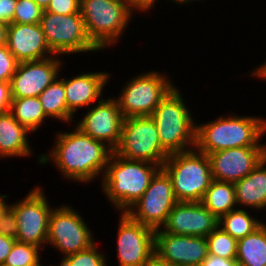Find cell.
Masks as SVG:
<instances>
[{
  "mask_svg": "<svg viewBox=\"0 0 266 266\" xmlns=\"http://www.w3.org/2000/svg\"><path fill=\"white\" fill-rule=\"evenodd\" d=\"M53 147L47 154H40L41 166L54 164L64 179L78 184L92 183L103 176L113 150L104 142L95 140L76 126L73 131H58ZM49 161V162H48Z\"/></svg>",
  "mask_w": 266,
  "mask_h": 266,
  "instance_id": "6da1fadb",
  "label": "cell"
},
{
  "mask_svg": "<svg viewBox=\"0 0 266 266\" xmlns=\"http://www.w3.org/2000/svg\"><path fill=\"white\" fill-rule=\"evenodd\" d=\"M266 133V119L233 112L205 123H196L195 148L204 154L236 147H266L261 143Z\"/></svg>",
  "mask_w": 266,
  "mask_h": 266,
  "instance_id": "7a4b0ae2",
  "label": "cell"
},
{
  "mask_svg": "<svg viewBox=\"0 0 266 266\" xmlns=\"http://www.w3.org/2000/svg\"><path fill=\"white\" fill-rule=\"evenodd\" d=\"M160 168L159 165L126 159L112 152L99 185L112 208L119 213L126 212L147 190Z\"/></svg>",
  "mask_w": 266,
  "mask_h": 266,
  "instance_id": "3957f363",
  "label": "cell"
},
{
  "mask_svg": "<svg viewBox=\"0 0 266 266\" xmlns=\"http://www.w3.org/2000/svg\"><path fill=\"white\" fill-rule=\"evenodd\" d=\"M177 88L175 86L150 115L156 123L161 147L169 155L195 148L197 121Z\"/></svg>",
  "mask_w": 266,
  "mask_h": 266,
  "instance_id": "277c9868",
  "label": "cell"
},
{
  "mask_svg": "<svg viewBox=\"0 0 266 266\" xmlns=\"http://www.w3.org/2000/svg\"><path fill=\"white\" fill-rule=\"evenodd\" d=\"M137 12L128 0H81L80 4L87 34L100 50L123 38Z\"/></svg>",
  "mask_w": 266,
  "mask_h": 266,
  "instance_id": "5b68a950",
  "label": "cell"
},
{
  "mask_svg": "<svg viewBox=\"0 0 266 266\" xmlns=\"http://www.w3.org/2000/svg\"><path fill=\"white\" fill-rule=\"evenodd\" d=\"M161 168L178 202H201L213 180L208 155L196 148L170 154Z\"/></svg>",
  "mask_w": 266,
  "mask_h": 266,
  "instance_id": "8992f818",
  "label": "cell"
},
{
  "mask_svg": "<svg viewBox=\"0 0 266 266\" xmlns=\"http://www.w3.org/2000/svg\"><path fill=\"white\" fill-rule=\"evenodd\" d=\"M146 72V73H145ZM129 79L117 97L122 116H150L165 96L176 86L169 75L153 70Z\"/></svg>",
  "mask_w": 266,
  "mask_h": 266,
  "instance_id": "52a82bcc",
  "label": "cell"
},
{
  "mask_svg": "<svg viewBox=\"0 0 266 266\" xmlns=\"http://www.w3.org/2000/svg\"><path fill=\"white\" fill-rule=\"evenodd\" d=\"M39 24L48 47L56 55L101 52L89 38L81 13L62 15L43 11Z\"/></svg>",
  "mask_w": 266,
  "mask_h": 266,
  "instance_id": "ba28073f",
  "label": "cell"
},
{
  "mask_svg": "<svg viewBox=\"0 0 266 266\" xmlns=\"http://www.w3.org/2000/svg\"><path fill=\"white\" fill-rule=\"evenodd\" d=\"M74 208L61 203L49 216L46 246L57 249L63 257L85 250L96 242L93 230Z\"/></svg>",
  "mask_w": 266,
  "mask_h": 266,
  "instance_id": "9c48e42d",
  "label": "cell"
},
{
  "mask_svg": "<svg viewBox=\"0 0 266 266\" xmlns=\"http://www.w3.org/2000/svg\"><path fill=\"white\" fill-rule=\"evenodd\" d=\"M113 152L126 159L146 161L160 167L169 156L161 147L156 123L150 116L125 118L120 142Z\"/></svg>",
  "mask_w": 266,
  "mask_h": 266,
  "instance_id": "30bf717a",
  "label": "cell"
},
{
  "mask_svg": "<svg viewBox=\"0 0 266 266\" xmlns=\"http://www.w3.org/2000/svg\"><path fill=\"white\" fill-rule=\"evenodd\" d=\"M44 187L34 186L21 200L11 202L18 224L16 240L46 248L49 216L54 208L47 200Z\"/></svg>",
  "mask_w": 266,
  "mask_h": 266,
  "instance_id": "8fae6325",
  "label": "cell"
},
{
  "mask_svg": "<svg viewBox=\"0 0 266 266\" xmlns=\"http://www.w3.org/2000/svg\"><path fill=\"white\" fill-rule=\"evenodd\" d=\"M177 202L171 180L160 168L152 177L147 190L126 213L135 221L155 231L165 224Z\"/></svg>",
  "mask_w": 266,
  "mask_h": 266,
  "instance_id": "7c38bea8",
  "label": "cell"
},
{
  "mask_svg": "<svg viewBox=\"0 0 266 266\" xmlns=\"http://www.w3.org/2000/svg\"><path fill=\"white\" fill-rule=\"evenodd\" d=\"M116 252L118 266H147L155 255V231L120 212Z\"/></svg>",
  "mask_w": 266,
  "mask_h": 266,
  "instance_id": "4fadbf2b",
  "label": "cell"
},
{
  "mask_svg": "<svg viewBox=\"0 0 266 266\" xmlns=\"http://www.w3.org/2000/svg\"><path fill=\"white\" fill-rule=\"evenodd\" d=\"M53 55L46 59L18 63L10 81L11 97H38L61 74L64 58Z\"/></svg>",
  "mask_w": 266,
  "mask_h": 266,
  "instance_id": "5bb4252c",
  "label": "cell"
},
{
  "mask_svg": "<svg viewBox=\"0 0 266 266\" xmlns=\"http://www.w3.org/2000/svg\"><path fill=\"white\" fill-rule=\"evenodd\" d=\"M96 104L85 110L84 117L74 126L114 150L120 142L124 117L113 95Z\"/></svg>",
  "mask_w": 266,
  "mask_h": 266,
  "instance_id": "9a60e30c",
  "label": "cell"
},
{
  "mask_svg": "<svg viewBox=\"0 0 266 266\" xmlns=\"http://www.w3.org/2000/svg\"><path fill=\"white\" fill-rule=\"evenodd\" d=\"M155 256L175 266H198L208 255L205 237L155 232Z\"/></svg>",
  "mask_w": 266,
  "mask_h": 266,
  "instance_id": "2e32d148",
  "label": "cell"
},
{
  "mask_svg": "<svg viewBox=\"0 0 266 266\" xmlns=\"http://www.w3.org/2000/svg\"><path fill=\"white\" fill-rule=\"evenodd\" d=\"M213 180L235 183L265 157L266 147H236L208 154Z\"/></svg>",
  "mask_w": 266,
  "mask_h": 266,
  "instance_id": "e0dca14e",
  "label": "cell"
},
{
  "mask_svg": "<svg viewBox=\"0 0 266 266\" xmlns=\"http://www.w3.org/2000/svg\"><path fill=\"white\" fill-rule=\"evenodd\" d=\"M218 222L201 202H177L165 224L155 232L206 237L218 227Z\"/></svg>",
  "mask_w": 266,
  "mask_h": 266,
  "instance_id": "ac0fdd59",
  "label": "cell"
},
{
  "mask_svg": "<svg viewBox=\"0 0 266 266\" xmlns=\"http://www.w3.org/2000/svg\"><path fill=\"white\" fill-rule=\"evenodd\" d=\"M110 78L112 76L107 71L82 72L70 78L64 75L68 111L74 116L81 108L88 109L99 102Z\"/></svg>",
  "mask_w": 266,
  "mask_h": 266,
  "instance_id": "d6986e66",
  "label": "cell"
},
{
  "mask_svg": "<svg viewBox=\"0 0 266 266\" xmlns=\"http://www.w3.org/2000/svg\"><path fill=\"white\" fill-rule=\"evenodd\" d=\"M7 47L19 63L55 55L46 43L40 24H8Z\"/></svg>",
  "mask_w": 266,
  "mask_h": 266,
  "instance_id": "ffe728a7",
  "label": "cell"
},
{
  "mask_svg": "<svg viewBox=\"0 0 266 266\" xmlns=\"http://www.w3.org/2000/svg\"><path fill=\"white\" fill-rule=\"evenodd\" d=\"M25 126L21 125L10 111L0 114V159L26 158L33 155Z\"/></svg>",
  "mask_w": 266,
  "mask_h": 266,
  "instance_id": "44dd1931",
  "label": "cell"
},
{
  "mask_svg": "<svg viewBox=\"0 0 266 266\" xmlns=\"http://www.w3.org/2000/svg\"><path fill=\"white\" fill-rule=\"evenodd\" d=\"M234 186L238 208L266 211V157Z\"/></svg>",
  "mask_w": 266,
  "mask_h": 266,
  "instance_id": "7402d4cb",
  "label": "cell"
},
{
  "mask_svg": "<svg viewBox=\"0 0 266 266\" xmlns=\"http://www.w3.org/2000/svg\"><path fill=\"white\" fill-rule=\"evenodd\" d=\"M38 98L45 114L49 118L57 119V121L65 124H73L75 122V116L67 108L63 76L59 75L58 78L42 91Z\"/></svg>",
  "mask_w": 266,
  "mask_h": 266,
  "instance_id": "603a6c76",
  "label": "cell"
},
{
  "mask_svg": "<svg viewBox=\"0 0 266 266\" xmlns=\"http://www.w3.org/2000/svg\"><path fill=\"white\" fill-rule=\"evenodd\" d=\"M236 260L240 266H266V222L238 240Z\"/></svg>",
  "mask_w": 266,
  "mask_h": 266,
  "instance_id": "cb8c5ba5",
  "label": "cell"
},
{
  "mask_svg": "<svg viewBox=\"0 0 266 266\" xmlns=\"http://www.w3.org/2000/svg\"><path fill=\"white\" fill-rule=\"evenodd\" d=\"M201 203L218 219L238 208L234 183L212 180Z\"/></svg>",
  "mask_w": 266,
  "mask_h": 266,
  "instance_id": "d4e9b609",
  "label": "cell"
},
{
  "mask_svg": "<svg viewBox=\"0 0 266 266\" xmlns=\"http://www.w3.org/2000/svg\"><path fill=\"white\" fill-rule=\"evenodd\" d=\"M9 111L33 134L49 118L38 97L12 98Z\"/></svg>",
  "mask_w": 266,
  "mask_h": 266,
  "instance_id": "484cf974",
  "label": "cell"
},
{
  "mask_svg": "<svg viewBox=\"0 0 266 266\" xmlns=\"http://www.w3.org/2000/svg\"><path fill=\"white\" fill-rule=\"evenodd\" d=\"M249 212V209L236 208L219 218L218 227L232 238H244L264 223Z\"/></svg>",
  "mask_w": 266,
  "mask_h": 266,
  "instance_id": "4316f807",
  "label": "cell"
},
{
  "mask_svg": "<svg viewBox=\"0 0 266 266\" xmlns=\"http://www.w3.org/2000/svg\"><path fill=\"white\" fill-rule=\"evenodd\" d=\"M42 249L32 244L15 241L4 266H45L41 263Z\"/></svg>",
  "mask_w": 266,
  "mask_h": 266,
  "instance_id": "83f0119b",
  "label": "cell"
},
{
  "mask_svg": "<svg viewBox=\"0 0 266 266\" xmlns=\"http://www.w3.org/2000/svg\"><path fill=\"white\" fill-rule=\"evenodd\" d=\"M205 238L207 240L208 254L220 256L225 259H236L238 240L232 238L220 227L214 229Z\"/></svg>",
  "mask_w": 266,
  "mask_h": 266,
  "instance_id": "f1b7e54d",
  "label": "cell"
},
{
  "mask_svg": "<svg viewBox=\"0 0 266 266\" xmlns=\"http://www.w3.org/2000/svg\"><path fill=\"white\" fill-rule=\"evenodd\" d=\"M97 242L89 248L61 258L57 266H108V258L101 252ZM51 266H56L50 264Z\"/></svg>",
  "mask_w": 266,
  "mask_h": 266,
  "instance_id": "f546056e",
  "label": "cell"
},
{
  "mask_svg": "<svg viewBox=\"0 0 266 266\" xmlns=\"http://www.w3.org/2000/svg\"><path fill=\"white\" fill-rule=\"evenodd\" d=\"M43 11L34 0H17L12 23L39 24Z\"/></svg>",
  "mask_w": 266,
  "mask_h": 266,
  "instance_id": "4dcf8cb0",
  "label": "cell"
},
{
  "mask_svg": "<svg viewBox=\"0 0 266 266\" xmlns=\"http://www.w3.org/2000/svg\"><path fill=\"white\" fill-rule=\"evenodd\" d=\"M18 61L8 50L7 45L0 46V79L10 82L18 66Z\"/></svg>",
  "mask_w": 266,
  "mask_h": 266,
  "instance_id": "1f68e13d",
  "label": "cell"
},
{
  "mask_svg": "<svg viewBox=\"0 0 266 266\" xmlns=\"http://www.w3.org/2000/svg\"><path fill=\"white\" fill-rule=\"evenodd\" d=\"M81 0H51L49 5L44 11L70 15L75 13H80Z\"/></svg>",
  "mask_w": 266,
  "mask_h": 266,
  "instance_id": "d6a6232c",
  "label": "cell"
},
{
  "mask_svg": "<svg viewBox=\"0 0 266 266\" xmlns=\"http://www.w3.org/2000/svg\"><path fill=\"white\" fill-rule=\"evenodd\" d=\"M18 224L13 209L8 206L0 217V234L10 238H17Z\"/></svg>",
  "mask_w": 266,
  "mask_h": 266,
  "instance_id": "836d02e7",
  "label": "cell"
},
{
  "mask_svg": "<svg viewBox=\"0 0 266 266\" xmlns=\"http://www.w3.org/2000/svg\"><path fill=\"white\" fill-rule=\"evenodd\" d=\"M17 0H0V23L11 24Z\"/></svg>",
  "mask_w": 266,
  "mask_h": 266,
  "instance_id": "e575fe53",
  "label": "cell"
},
{
  "mask_svg": "<svg viewBox=\"0 0 266 266\" xmlns=\"http://www.w3.org/2000/svg\"><path fill=\"white\" fill-rule=\"evenodd\" d=\"M12 101L10 82L0 83V114L10 110Z\"/></svg>",
  "mask_w": 266,
  "mask_h": 266,
  "instance_id": "d590c367",
  "label": "cell"
},
{
  "mask_svg": "<svg viewBox=\"0 0 266 266\" xmlns=\"http://www.w3.org/2000/svg\"><path fill=\"white\" fill-rule=\"evenodd\" d=\"M198 266H240L236 259H225L220 256L207 255V258Z\"/></svg>",
  "mask_w": 266,
  "mask_h": 266,
  "instance_id": "8d00e7d4",
  "label": "cell"
},
{
  "mask_svg": "<svg viewBox=\"0 0 266 266\" xmlns=\"http://www.w3.org/2000/svg\"><path fill=\"white\" fill-rule=\"evenodd\" d=\"M16 239L0 234V266L4 264Z\"/></svg>",
  "mask_w": 266,
  "mask_h": 266,
  "instance_id": "74e56055",
  "label": "cell"
},
{
  "mask_svg": "<svg viewBox=\"0 0 266 266\" xmlns=\"http://www.w3.org/2000/svg\"><path fill=\"white\" fill-rule=\"evenodd\" d=\"M157 1L159 3V0H128V2L138 11V13L142 12V14H145L147 11L154 10L152 8L155 7L154 5H156Z\"/></svg>",
  "mask_w": 266,
  "mask_h": 266,
  "instance_id": "f35d334b",
  "label": "cell"
},
{
  "mask_svg": "<svg viewBox=\"0 0 266 266\" xmlns=\"http://www.w3.org/2000/svg\"><path fill=\"white\" fill-rule=\"evenodd\" d=\"M254 78H258L266 81V60L260 65H258L256 68L252 69L249 73Z\"/></svg>",
  "mask_w": 266,
  "mask_h": 266,
  "instance_id": "ab89813d",
  "label": "cell"
},
{
  "mask_svg": "<svg viewBox=\"0 0 266 266\" xmlns=\"http://www.w3.org/2000/svg\"><path fill=\"white\" fill-rule=\"evenodd\" d=\"M7 28L8 25L0 23V46L7 45Z\"/></svg>",
  "mask_w": 266,
  "mask_h": 266,
  "instance_id": "60d3db41",
  "label": "cell"
},
{
  "mask_svg": "<svg viewBox=\"0 0 266 266\" xmlns=\"http://www.w3.org/2000/svg\"><path fill=\"white\" fill-rule=\"evenodd\" d=\"M147 266H175L171 263L160 260L157 256H153Z\"/></svg>",
  "mask_w": 266,
  "mask_h": 266,
  "instance_id": "b9f144b4",
  "label": "cell"
},
{
  "mask_svg": "<svg viewBox=\"0 0 266 266\" xmlns=\"http://www.w3.org/2000/svg\"><path fill=\"white\" fill-rule=\"evenodd\" d=\"M9 195L0 194V217L2 213L5 211V209L9 206L8 201H6V198L8 200Z\"/></svg>",
  "mask_w": 266,
  "mask_h": 266,
  "instance_id": "7bdbcfd3",
  "label": "cell"
},
{
  "mask_svg": "<svg viewBox=\"0 0 266 266\" xmlns=\"http://www.w3.org/2000/svg\"><path fill=\"white\" fill-rule=\"evenodd\" d=\"M168 1L171 3L173 2V4L176 3V5H179V7H180L181 5L184 6L185 4H186L185 6H187V4L191 5L189 3H194V2H200L201 1L202 3H204L207 0H167V2Z\"/></svg>",
  "mask_w": 266,
  "mask_h": 266,
  "instance_id": "ee69618b",
  "label": "cell"
},
{
  "mask_svg": "<svg viewBox=\"0 0 266 266\" xmlns=\"http://www.w3.org/2000/svg\"><path fill=\"white\" fill-rule=\"evenodd\" d=\"M42 9H46L51 0H34Z\"/></svg>",
  "mask_w": 266,
  "mask_h": 266,
  "instance_id": "f6af8a7d",
  "label": "cell"
}]
</instances>
